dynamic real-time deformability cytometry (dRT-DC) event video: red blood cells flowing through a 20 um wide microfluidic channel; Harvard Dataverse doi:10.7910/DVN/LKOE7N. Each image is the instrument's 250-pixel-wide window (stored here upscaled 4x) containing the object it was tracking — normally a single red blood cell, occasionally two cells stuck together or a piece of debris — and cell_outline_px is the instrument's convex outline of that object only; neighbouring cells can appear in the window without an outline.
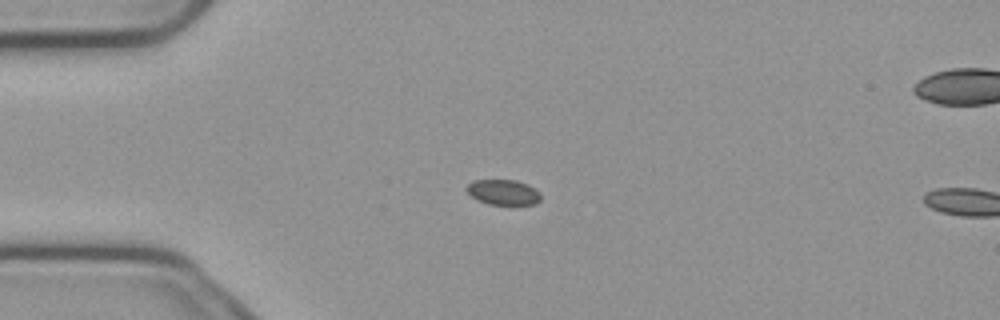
{"species": "common noctule bat (a hibernating species)", "species_latin": "Nyctalus noctula", "temperature_condition": "cold", "stored_images_in_passage": 9, "camera_frame_rate_fps": 3000, "um_per_image_px": 0.085, "animal": {"sex": "male", "body_mass_g": 23.1, "forearm_length_mm": 52.7}, "frame": {"image": 1, "passage_image": 6, "time_ms": 1.667, "image_size_px": [1000, 320], "cell_outline_px": [[540, 200], [536, 204], [488, 204], [476, 200], [464, 188], [468, 184], [476, 180], [516, 180], [528, 184], [540, 192]], "centroid_in_image_um": [42.78, 16.33], "position_along_channel_um": 42.2, "area_um2": 10.92}}